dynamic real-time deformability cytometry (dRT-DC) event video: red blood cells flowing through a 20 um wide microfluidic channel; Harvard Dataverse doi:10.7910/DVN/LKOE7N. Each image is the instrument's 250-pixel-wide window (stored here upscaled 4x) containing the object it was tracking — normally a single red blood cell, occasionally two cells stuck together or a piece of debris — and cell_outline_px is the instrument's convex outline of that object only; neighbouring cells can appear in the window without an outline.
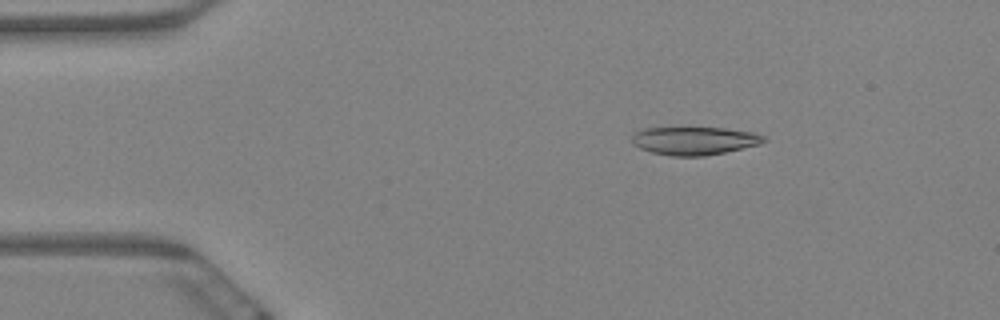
{"species": "Egyptian fruit bat (a non-hibernating species)", "species_latin": "Rousettus aegyptiacus", "temperature_condition": "warm", "stored_images_in_passage": 10, "camera_frame_rate_fps": 3000, "um_per_image_px": 0.085, "animal": {"sex": "female"}, "frame": {"image": 1, "passage_image": 3, "time_ms": 0.667, "image_size_px": [1000, 320], "cell_outline_px": [[768, 140], [760, 144], [724, 152], [704, 156], [672, 156], [652, 152], [640, 148], [632, 144], [632, 136], [636, 132], [644, 128], [724, 128], [752, 132], [764, 136]], "centroid_in_image_um": [59.02, 11.96], "position_along_channel_um": 26.0, "area_um2": 21.44}}
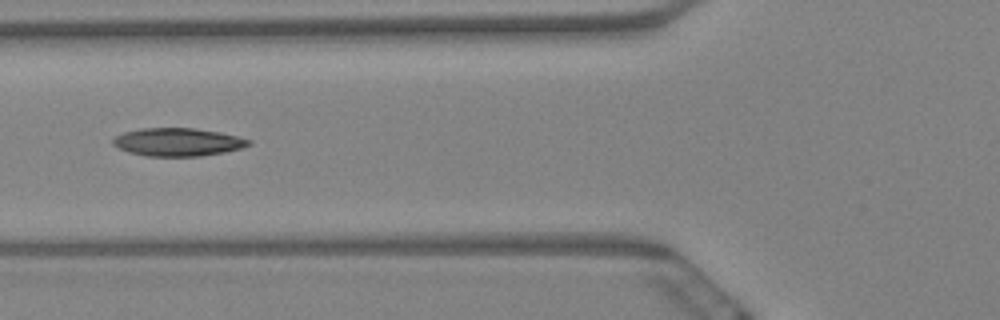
{"frame": {"image": 2, "passage_image": 7, "time_ms": 2.0, "image_size_px": [1000, 320], "cell_outline_px": [[252, 144], [240, 148], [224, 152], [200, 156], [148, 156], [128, 152], [112, 144], [112, 140], [116, 136], [124, 132], [140, 128], [192, 128], [220, 132], [252, 140]], "centroid_in_image_um": [15.11, 12.07], "position_along_channel_um": 110.7, "area_um2": 22.08}}
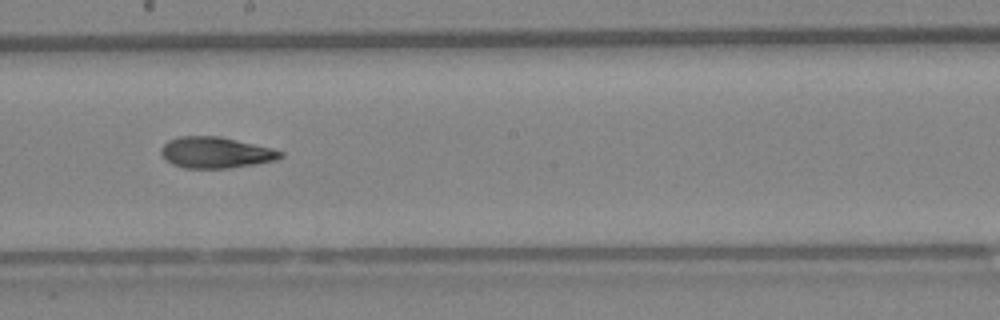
{"frame": {"image": 3, "passage_image": 10, "time_ms": 3.0, "image_size_px": [1000, 320], "cell_outline_px": [[284, 156], [276, 160], [228, 168], [184, 168], [172, 164], [160, 152], [160, 148], [168, 140], [180, 136], [220, 136], [272, 148], [284, 152]], "centroid_in_image_um": [18.34, 12.96], "position_along_channel_um": 229.9, "area_um2": 21.56}}